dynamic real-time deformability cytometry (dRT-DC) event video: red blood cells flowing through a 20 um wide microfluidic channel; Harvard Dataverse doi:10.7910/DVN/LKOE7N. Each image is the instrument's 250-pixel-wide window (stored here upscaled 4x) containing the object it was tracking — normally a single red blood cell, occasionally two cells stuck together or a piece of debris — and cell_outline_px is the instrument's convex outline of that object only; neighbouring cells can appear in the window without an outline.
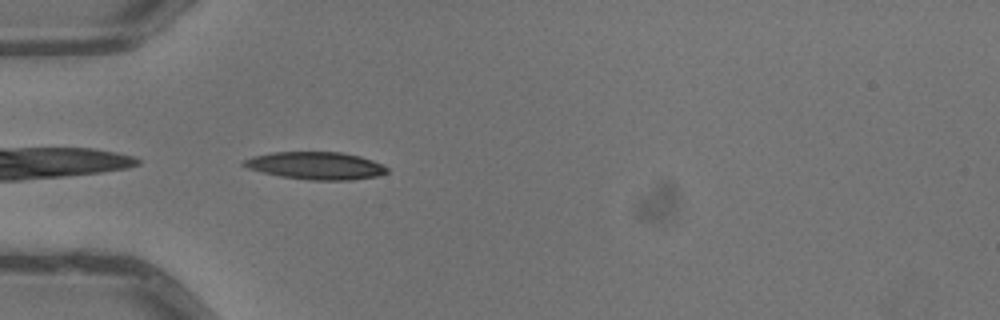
{"species": "common noctule bat (a hibernating species)", "species_latin": "Nyctalus noctula", "temperature_condition": "warm", "stored_images_in_passage": 3, "camera_frame_rate_fps": 3000, "um_per_image_px": 0.085, "animal": {"sex": "male", "body_mass_g": 13.3}, "frame": {"image": 1, "passage_image": 3, "time_ms": 0.667, "image_size_px": [1000, 320], "cell_outline_px": [[388, 172], [376, 176], [352, 180], [308, 180], [280, 176], [248, 168], [240, 164], [244, 160], [252, 156], [272, 152], [340, 152], [360, 156], [384, 164], [388, 168]], "centroid_in_image_um": [26.86, 14.08], "position_along_channel_um": 58.1, "area_um2": 23.0}}